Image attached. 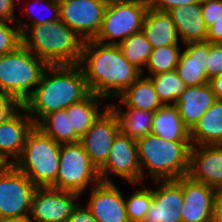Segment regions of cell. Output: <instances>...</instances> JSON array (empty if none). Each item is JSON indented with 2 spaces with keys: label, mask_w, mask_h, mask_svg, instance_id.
<instances>
[{
  "label": "cell",
  "mask_w": 222,
  "mask_h": 222,
  "mask_svg": "<svg viewBox=\"0 0 222 222\" xmlns=\"http://www.w3.org/2000/svg\"><path fill=\"white\" fill-rule=\"evenodd\" d=\"M80 65L90 93L116 99L142 72L125 59L118 45L84 41Z\"/></svg>",
  "instance_id": "cell-1"
},
{
  "label": "cell",
  "mask_w": 222,
  "mask_h": 222,
  "mask_svg": "<svg viewBox=\"0 0 222 222\" xmlns=\"http://www.w3.org/2000/svg\"><path fill=\"white\" fill-rule=\"evenodd\" d=\"M22 105L37 125L46 115L85 99L90 91L80 64L48 65Z\"/></svg>",
  "instance_id": "cell-2"
},
{
  "label": "cell",
  "mask_w": 222,
  "mask_h": 222,
  "mask_svg": "<svg viewBox=\"0 0 222 222\" xmlns=\"http://www.w3.org/2000/svg\"><path fill=\"white\" fill-rule=\"evenodd\" d=\"M22 44L47 65L80 64L84 41L61 19L29 26Z\"/></svg>",
  "instance_id": "cell-3"
},
{
  "label": "cell",
  "mask_w": 222,
  "mask_h": 222,
  "mask_svg": "<svg viewBox=\"0 0 222 222\" xmlns=\"http://www.w3.org/2000/svg\"><path fill=\"white\" fill-rule=\"evenodd\" d=\"M141 167V181L146 176L156 180H176L187 176L189 169L191 141H166L148 134L136 140Z\"/></svg>",
  "instance_id": "cell-4"
},
{
  "label": "cell",
  "mask_w": 222,
  "mask_h": 222,
  "mask_svg": "<svg viewBox=\"0 0 222 222\" xmlns=\"http://www.w3.org/2000/svg\"><path fill=\"white\" fill-rule=\"evenodd\" d=\"M61 144L36 125L28 133L23 150L13 165L36 187H53L58 176Z\"/></svg>",
  "instance_id": "cell-5"
},
{
  "label": "cell",
  "mask_w": 222,
  "mask_h": 222,
  "mask_svg": "<svg viewBox=\"0 0 222 222\" xmlns=\"http://www.w3.org/2000/svg\"><path fill=\"white\" fill-rule=\"evenodd\" d=\"M48 65L23 44L0 56V92L22 105L32 95Z\"/></svg>",
  "instance_id": "cell-6"
},
{
  "label": "cell",
  "mask_w": 222,
  "mask_h": 222,
  "mask_svg": "<svg viewBox=\"0 0 222 222\" xmlns=\"http://www.w3.org/2000/svg\"><path fill=\"white\" fill-rule=\"evenodd\" d=\"M100 182L99 170L80 142L61 144L58 176L53 188L82 196L88 186L93 187Z\"/></svg>",
  "instance_id": "cell-7"
},
{
  "label": "cell",
  "mask_w": 222,
  "mask_h": 222,
  "mask_svg": "<svg viewBox=\"0 0 222 222\" xmlns=\"http://www.w3.org/2000/svg\"><path fill=\"white\" fill-rule=\"evenodd\" d=\"M149 8L147 0H121L106 6L104 19L95 41L118 45L130 35L142 31ZM120 40H117L118 38Z\"/></svg>",
  "instance_id": "cell-8"
},
{
  "label": "cell",
  "mask_w": 222,
  "mask_h": 222,
  "mask_svg": "<svg viewBox=\"0 0 222 222\" xmlns=\"http://www.w3.org/2000/svg\"><path fill=\"white\" fill-rule=\"evenodd\" d=\"M35 184L13 164L0 165V219L28 220Z\"/></svg>",
  "instance_id": "cell-9"
},
{
  "label": "cell",
  "mask_w": 222,
  "mask_h": 222,
  "mask_svg": "<svg viewBox=\"0 0 222 222\" xmlns=\"http://www.w3.org/2000/svg\"><path fill=\"white\" fill-rule=\"evenodd\" d=\"M110 174L119 176L131 185L142 183L141 167L138 158V148L135 139L128 137L121 131L113 140L106 163L99 169L101 182L112 183Z\"/></svg>",
  "instance_id": "cell-10"
},
{
  "label": "cell",
  "mask_w": 222,
  "mask_h": 222,
  "mask_svg": "<svg viewBox=\"0 0 222 222\" xmlns=\"http://www.w3.org/2000/svg\"><path fill=\"white\" fill-rule=\"evenodd\" d=\"M60 19L83 41L94 40L100 31L106 5L97 0H58Z\"/></svg>",
  "instance_id": "cell-11"
},
{
  "label": "cell",
  "mask_w": 222,
  "mask_h": 222,
  "mask_svg": "<svg viewBox=\"0 0 222 222\" xmlns=\"http://www.w3.org/2000/svg\"><path fill=\"white\" fill-rule=\"evenodd\" d=\"M81 196L53 187H36L29 222H66ZM77 201V202H76Z\"/></svg>",
  "instance_id": "cell-12"
},
{
  "label": "cell",
  "mask_w": 222,
  "mask_h": 222,
  "mask_svg": "<svg viewBox=\"0 0 222 222\" xmlns=\"http://www.w3.org/2000/svg\"><path fill=\"white\" fill-rule=\"evenodd\" d=\"M119 131L118 117L108 104L104 105L103 113L80 138L79 142L98 170L106 163L113 140Z\"/></svg>",
  "instance_id": "cell-13"
},
{
  "label": "cell",
  "mask_w": 222,
  "mask_h": 222,
  "mask_svg": "<svg viewBox=\"0 0 222 222\" xmlns=\"http://www.w3.org/2000/svg\"><path fill=\"white\" fill-rule=\"evenodd\" d=\"M158 189L154 190L153 201L142 222H183L182 187L176 180H156Z\"/></svg>",
  "instance_id": "cell-14"
},
{
  "label": "cell",
  "mask_w": 222,
  "mask_h": 222,
  "mask_svg": "<svg viewBox=\"0 0 222 222\" xmlns=\"http://www.w3.org/2000/svg\"><path fill=\"white\" fill-rule=\"evenodd\" d=\"M86 206L98 222H130L125 199L115 182H100L91 188Z\"/></svg>",
  "instance_id": "cell-15"
},
{
  "label": "cell",
  "mask_w": 222,
  "mask_h": 222,
  "mask_svg": "<svg viewBox=\"0 0 222 222\" xmlns=\"http://www.w3.org/2000/svg\"><path fill=\"white\" fill-rule=\"evenodd\" d=\"M34 126L32 118L23 106L12 117L0 124L1 165L13 164L19 158L27 135Z\"/></svg>",
  "instance_id": "cell-16"
},
{
  "label": "cell",
  "mask_w": 222,
  "mask_h": 222,
  "mask_svg": "<svg viewBox=\"0 0 222 222\" xmlns=\"http://www.w3.org/2000/svg\"><path fill=\"white\" fill-rule=\"evenodd\" d=\"M176 181L181 185L183 193L182 221L211 222L215 188L194 181L188 176L180 177Z\"/></svg>",
  "instance_id": "cell-17"
},
{
  "label": "cell",
  "mask_w": 222,
  "mask_h": 222,
  "mask_svg": "<svg viewBox=\"0 0 222 222\" xmlns=\"http://www.w3.org/2000/svg\"><path fill=\"white\" fill-rule=\"evenodd\" d=\"M187 176L213 188L222 187V145L192 146Z\"/></svg>",
  "instance_id": "cell-18"
},
{
  "label": "cell",
  "mask_w": 222,
  "mask_h": 222,
  "mask_svg": "<svg viewBox=\"0 0 222 222\" xmlns=\"http://www.w3.org/2000/svg\"><path fill=\"white\" fill-rule=\"evenodd\" d=\"M175 71L187 86L206 84L209 42L186 43Z\"/></svg>",
  "instance_id": "cell-19"
},
{
  "label": "cell",
  "mask_w": 222,
  "mask_h": 222,
  "mask_svg": "<svg viewBox=\"0 0 222 222\" xmlns=\"http://www.w3.org/2000/svg\"><path fill=\"white\" fill-rule=\"evenodd\" d=\"M216 100L208 82L198 86H188L175 105L183 123L191 131Z\"/></svg>",
  "instance_id": "cell-20"
},
{
  "label": "cell",
  "mask_w": 222,
  "mask_h": 222,
  "mask_svg": "<svg viewBox=\"0 0 222 222\" xmlns=\"http://www.w3.org/2000/svg\"><path fill=\"white\" fill-rule=\"evenodd\" d=\"M168 13L175 24L178 37L184 44L206 41L201 1L187 6L174 7Z\"/></svg>",
  "instance_id": "cell-21"
},
{
  "label": "cell",
  "mask_w": 222,
  "mask_h": 222,
  "mask_svg": "<svg viewBox=\"0 0 222 222\" xmlns=\"http://www.w3.org/2000/svg\"><path fill=\"white\" fill-rule=\"evenodd\" d=\"M142 32L153 49L179 44L175 24L168 12L149 7L144 17Z\"/></svg>",
  "instance_id": "cell-22"
},
{
  "label": "cell",
  "mask_w": 222,
  "mask_h": 222,
  "mask_svg": "<svg viewBox=\"0 0 222 222\" xmlns=\"http://www.w3.org/2000/svg\"><path fill=\"white\" fill-rule=\"evenodd\" d=\"M151 134L166 141H191L190 130L185 126L175 104L162 105L154 112Z\"/></svg>",
  "instance_id": "cell-23"
},
{
  "label": "cell",
  "mask_w": 222,
  "mask_h": 222,
  "mask_svg": "<svg viewBox=\"0 0 222 222\" xmlns=\"http://www.w3.org/2000/svg\"><path fill=\"white\" fill-rule=\"evenodd\" d=\"M99 100V101H98ZM105 99L90 93L85 99L78 103L71 104L66 108L70 114L71 122V143L80 141V138L90 129L93 123L103 113L99 102Z\"/></svg>",
  "instance_id": "cell-24"
},
{
  "label": "cell",
  "mask_w": 222,
  "mask_h": 222,
  "mask_svg": "<svg viewBox=\"0 0 222 222\" xmlns=\"http://www.w3.org/2000/svg\"><path fill=\"white\" fill-rule=\"evenodd\" d=\"M192 146L222 145V100L215 103L201 116L190 131Z\"/></svg>",
  "instance_id": "cell-25"
},
{
  "label": "cell",
  "mask_w": 222,
  "mask_h": 222,
  "mask_svg": "<svg viewBox=\"0 0 222 222\" xmlns=\"http://www.w3.org/2000/svg\"><path fill=\"white\" fill-rule=\"evenodd\" d=\"M117 98L125 108L155 112L163 105L158 98L152 81L147 76L143 77L142 75Z\"/></svg>",
  "instance_id": "cell-26"
},
{
  "label": "cell",
  "mask_w": 222,
  "mask_h": 222,
  "mask_svg": "<svg viewBox=\"0 0 222 222\" xmlns=\"http://www.w3.org/2000/svg\"><path fill=\"white\" fill-rule=\"evenodd\" d=\"M109 107L117 115L123 134L135 140L151 134L154 112L136 108L123 110L115 103H110Z\"/></svg>",
  "instance_id": "cell-27"
},
{
  "label": "cell",
  "mask_w": 222,
  "mask_h": 222,
  "mask_svg": "<svg viewBox=\"0 0 222 222\" xmlns=\"http://www.w3.org/2000/svg\"><path fill=\"white\" fill-rule=\"evenodd\" d=\"M125 59L144 73L152 53V45L142 31L134 33L118 44Z\"/></svg>",
  "instance_id": "cell-28"
},
{
  "label": "cell",
  "mask_w": 222,
  "mask_h": 222,
  "mask_svg": "<svg viewBox=\"0 0 222 222\" xmlns=\"http://www.w3.org/2000/svg\"><path fill=\"white\" fill-rule=\"evenodd\" d=\"M147 77L152 81L158 98L163 105L176 104L188 87L175 70Z\"/></svg>",
  "instance_id": "cell-29"
},
{
  "label": "cell",
  "mask_w": 222,
  "mask_h": 222,
  "mask_svg": "<svg viewBox=\"0 0 222 222\" xmlns=\"http://www.w3.org/2000/svg\"><path fill=\"white\" fill-rule=\"evenodd\" d=\"M36 126L59 144L71 143L70 114L66 109L49 113Z\"/></svg>",
  "instance_id": "cell-30"
},
{
  "label": "cell",
  "mask_w": 222,
  "mask_h": 222,
  "mask_svg": "<svg viewBox=\"0 0 222 222\" xmlns=\"http://www.w3.org/2000/svg\"><path fill=\"white\" fill-rule=\"evenodd\" d=\"M181 54L179 44L155 48L152 50L146 69L147 76H155L176 69Z\"/></svg>",
  "instance_id": "cell-31"
},
{
  "label": "cell",
  "mask_w": 222,
  "mask_h": 222,
  "mask_svg": "<svg viewBox=\"0 0 222 222\" xmlns=\"http://www.w3.org/2000/svg\"><path fill=\"white\" fill-rule=\"evenodd\" d=\"M126 212L130 222H142L153 201L152 189L143 185L129 198H125Z\"/></svg>",
  "instance_id": "cell-32"
},
{
  "label": "cell",
  "mask_w": 222,
  "mask_h": 222,
  "mask_svg": "<svg viewBox=\"0 0 222 222\" xmlns=\"http://www.w3.org/2000/svg\"><path fill=\"white\" fill-rule=\"evenodd\" d=\"M15 25L16 28L9 26ZM22 44L21 32L16 23L0 21V56L14 51Z\"/></svg>",
  "instance_id": "cell-33"
},
{
  "label": "cell",
  "mask_w": 222,
  "mask_h": 222,
  "mask_svg": "<svg viewBox=\"0 0 222 222\" xmlns=\"http://www.w3.org/2000/svg\"><path fill=\"white\" fill-rule=\"evenodd\" d=\"M21 1H24V0H21ZM33 1H34L33 3H35V4L38 3V2L40 4L41 2L43 3V1H45V3H43L45 5H43V6L46 8V10L50 9L53 13H55V15L54 16L52 15L50 18H46V17H44V18L43 17L42 18H34V16L32 17L30 15L29 16L30 22H23L22 19L17 18L16 19V24L18 25L21 34L29 26H35V25H38V24H48L49 22H53V21H56V20L60 19L59 1L58 0H48V1H46V0H33ZM28 6H30V5H27V7L23 9L25 11V15L31 13Z\"/></svg>",
  "instance_id": "cell-34"
},
{
  "label": "cell",
  "mask_w": 222,
  "mask_h": 222,
  "mask_svg": "<svg viewBox=\"0 0 222 222\" xmlns=\"http://www.w3.org/2000/svg\"><path fill=\"white\" fill-rule=\"evenodd\" d=\"M207 80L222 74V44L209 42Z\"/></svg>",
  "instance_id": "cell-35"
},
{
  "label": "cell",
  "mask_w": 222,
  "mask_h": 222,
  "mask_svg": "<svg viewBox=\"0 0 222 222\" xmlns=\"http://www.w3.org/2000/svg\"><path fill=\"white\" fill-rule=\"evenodd\" d=\"M201 8L207 29L222 17V0H201Z\"/></svg>",
  "instance_id": "cell-36"
},
{
  "label": "cell",
  "mask_w": 222,
  "mask_h": 222,
  "mask_svg": "<svg viewBox=\"0 0 222 222\" xmlns=\"http://www.w3.org/2000/svg\"><path fill=\"white\" fill-rule=\"evenodd\" d=\"M22 104L14 97L0 92V124L12 117Z\"/></svg>",
  "instance_id": "cell-37"
},
{
  "label": "cell",
  "mask_w": 222,
  "mask_h": 222,
  "mask_svg": "<svg viewBox=\"0 0 222 222\" xmlns=\"http://www.w3.org/2000/svg\"><path fill=\"white\" fill-rule=\"evenodd\" d=\"M150 8L168 12L174 7L187 6L198 3L201 0H147Z\"/></svg>",
  "instance_id": "cell-38"
},
{
  "label": "cell",
  "mask_w": 222,
  "mask_h": 222,
  "mask_svg": "<svg viewBox=\"0 0 222 222\" xmlns=\"http://www.w3.org/2000/svg\"><path fill=\"white\" fill-rule=\"evenodd\" d=\"M66 222H98L92 215L89 208L79 205V203L74 207L71 215L68 217Z\"/></svg>",
  "instance_id": "cell-39"
},
{
  "label": "cell",
  "mask_w": 222,
  "mask_h": 222,
  "mask_svg": "<svg viewBox=\"0 0 222 222\" xmlns=\"http://www.w3.org/2000/svg\"><path fill=\"white\" fill-rule=\"evenodd\" d=\"M15 0H0V21L15 23ZM17 1V0H16Z\"/></svg>",
  "instance_id": "cell-40"
},
{
  "label": "cell",
  "mask_w": 222,
  "mask_h": 222,
  "mask_svg": "<svg viewBox=\"0 0 222 222\" xmlns=\"http://www.w3.org/2000/svg\"><path fill=\"white\" fill-rule=\"evenodd\" d=\"M211 222H222V187L215 188Z\"/></svg>",
  "instance_id": "cell-41"
},
{
  "label": "cell",
  "mask_w": 222,
  "mask_h": 222,
  "mask_svg": "<svg viewBox=\"0 0 222 222\" xmlns=\"http://www.w3.org/2000/svg\"><path fill=\"white\" fill-rule=\"evenodd\" d=\"M206 41L222 44V17L207 29Z\"/></svg>",
  "instance_id": "cell-42"
},
{
  "label": "cell",
  "mask_w": 222,
  "mask_h": 222,
  "mask_svg": "<svg viewBox=\"0 0 222 222\" xmlns=\"http://www.w3.org/2000/svg\"><path fill=\"white\" fill-rule=\"evenodd\" d=\"M209 83L216 96V99L222 100V74L209 80Z\"/></svg>",
  "instance_id": "cell-43"
},
{
  "label": "cell",
  "mask_w": 222,
  "mask_h": 222,
  "mask_svg": "<svg viewBox=\"0 0 222 222\" xmlns=\"http://www.w3.org/2000/svg\"><path fill=\"white\" fill-rule=\"evenodd\" d=\"M97 1H99V2H101L103 4H105L106 6H108V5H112L114 3H117V2H119L121 0H97Z\"/></svg>",
  "instance_id": "cell-44"
},
{
  "label": "cell",
  "mask_w": 222,
  "mask_h": 222,
  "mask_svg": "<svg viewBox=\"0 0 222 222\" xmlns=\"http://www.w3.org/2000/svg\"><path fill=\"white\" fill-rule=\"evenodd\" d=\"M0 222H29V220H24V219L4 220V219H0Z\"/></svg>",
  "instance_id": "cell-45"
}]
</instances>
